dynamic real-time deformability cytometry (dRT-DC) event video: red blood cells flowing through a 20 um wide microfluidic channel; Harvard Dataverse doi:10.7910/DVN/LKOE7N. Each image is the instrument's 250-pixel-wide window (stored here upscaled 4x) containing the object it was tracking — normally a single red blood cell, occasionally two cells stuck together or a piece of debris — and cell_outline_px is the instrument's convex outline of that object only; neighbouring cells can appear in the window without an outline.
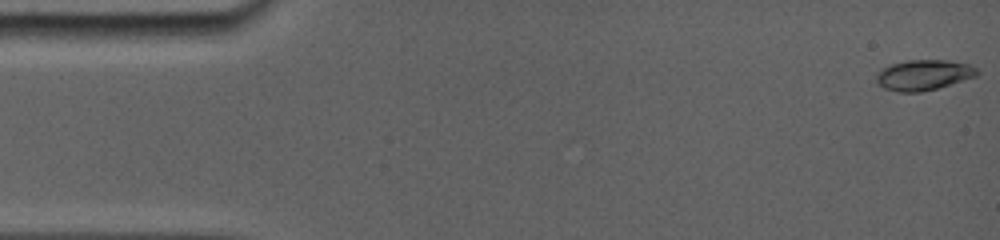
{"species": "common noctule bat (a hibernating species)", "species_latin": "Nyctalus noctula", "temperature_condition": "room temperature", "stored_images_in_passage": 53, "camera_frame_rate_fps": 5000, "um_per_image_px": 0.085, "animal": {"sex": "female", "body_mass_g": 19.0, "forearm_length_mm": 56.7}, "frame": {"image": 1, "passage_image": 1, "time_ms": 0.0, "image_size_px": [1000, 240], "cell_outline_px": [[980, 72], [976, 76], [936, 88], [920, 92], [896, 92], [884, 88], [876, 80], [876, 76], [884, 68], [892, 64], [908, 60], [948, 60], [968, 64], [976, 68]], "centroid_in_image_um": [78.52, 6.37], "position_along_channel_um": 6.5, "area_um2": 17.57}}
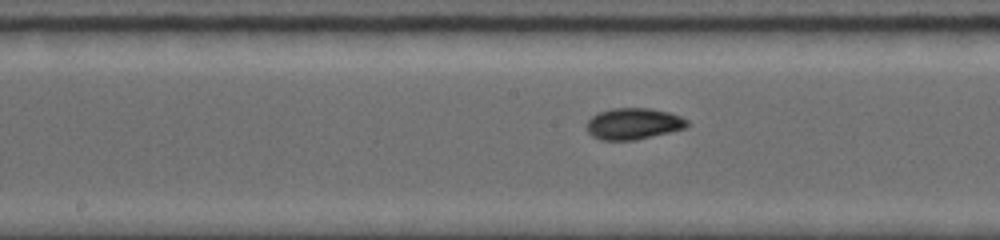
{"frame": {"image": 2, "passage_image": 27, "time_ms": 8.2, "image_size_px": [1000, 240], "cell_outline_px": [[688, 124], [684, 128], [668, 132], [632, 140], [604, 140], [592, 136], [588, 132], [588, 120], [592, 116], [600, 112], [612, 108], [648, 108], [668, 112], [680, 116], [688, 120]], "centroid_in_image_um": [53.83, 10.5], "position_along_channel_um": 194.4, "area_um2": 17.98}}
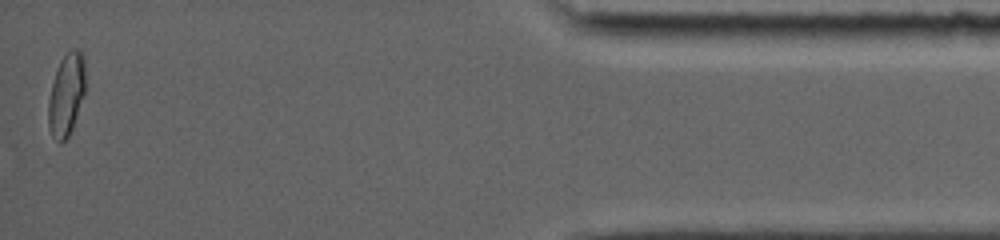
{"frame": {"image": 3, "passage_image": 52, "time_ms": 16.0, "image_size_px": [1000, 240], "cell_outline_px": [[84, 96], [72, 128], [68, 136], [60, 144], [52, 136], [48, 124], [48, 100], [52, 84], [60, 60], [72, 48], [76, 48], [84, 52]], "centroid_in_image_um": [5.64, 8.03], "position_along_channel_um": 429.6, "area_um2": 17.69}, "authors_computed_cell_mechanics": {"area_um2": 17.34, "velocity_mm_per_s": 3.845, "shape_relaxation_time_tau1_ms": 4.4284, "shape_relaxation_time_tau2_ms": 1.1685, "deformation_change_tau1": 0.1588, "deformation_change_tau2": 0.027}}